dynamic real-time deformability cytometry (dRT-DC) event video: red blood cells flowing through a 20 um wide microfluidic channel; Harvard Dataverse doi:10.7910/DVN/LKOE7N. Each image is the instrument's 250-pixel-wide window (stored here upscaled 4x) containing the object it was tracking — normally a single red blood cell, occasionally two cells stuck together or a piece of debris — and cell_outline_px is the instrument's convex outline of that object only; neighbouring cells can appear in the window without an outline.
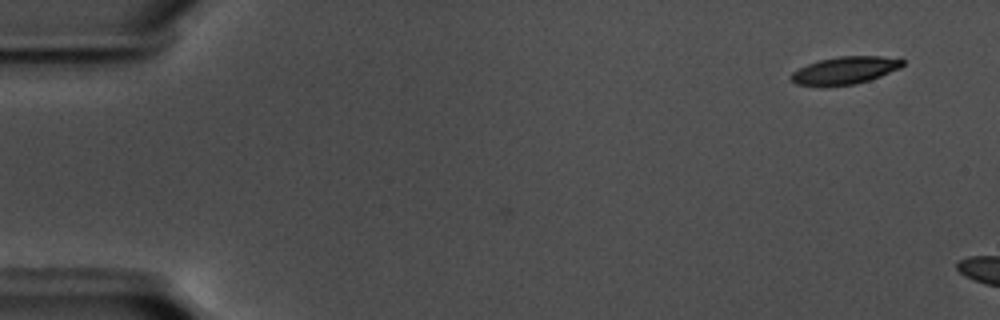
{"species": "common noctule bat (a hibernating species)", "species_latin": "Nyctalus noctula", "temperature_condition": "warm", "stored_images_in_passage": 6, "camera_frame_rate_fps": 3000, "um_per_image_px": 0.085, "animal": {"sex": "male", "body_mass_g": 17.5, "forearm_length_mm": 52.3}, "frame": {"image": 1, "passage_image": 1, "time_ms": 0.0, "image_size_px": [1000, 320], "cell_outline_px": [[904, 64], [900, 68], [880, 76], [856, 84], [820, 88], [796, 84], [788, 76], [792, 72], [808, 64], [820, 60], [840, 56], [880, 56], [904, 60]], "centroid_in_image_um": [71.76, 6.01], "position_along_channel_um": 13.2, "area_um2": 18.09}}